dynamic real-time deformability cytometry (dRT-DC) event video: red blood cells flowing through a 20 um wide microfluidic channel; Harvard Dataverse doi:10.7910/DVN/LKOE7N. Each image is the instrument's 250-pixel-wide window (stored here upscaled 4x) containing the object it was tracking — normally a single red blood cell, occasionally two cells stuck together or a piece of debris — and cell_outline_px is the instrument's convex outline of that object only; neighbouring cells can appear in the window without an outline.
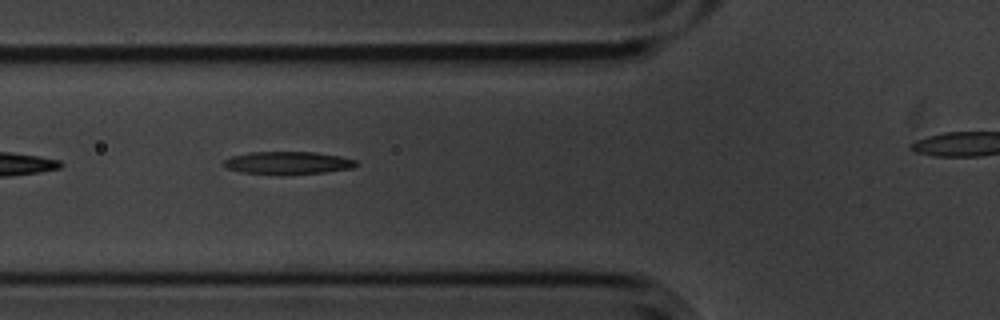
{"species": "common noctule bat (a hibernating species)", "species_latin": "Nyctalus noctula", "temperature_condition": "cold", "stored_images_in_passage": 5, "segment_of_instrument_passage": [1, 2], "camera_frame_rate_fps": 3000, "um_per_image_px": 0.085, "animal": {"sex": "male", "body_mass_g": 20.1, "forearm_length_mm": 53.5}, "frame": {"image": 1, "passage_image": 3, "time_ms": 0.667, "image_size_px": [1000, 320], "cell_outline_px": [[356, 164], [352, 168], [324, 172], [280, 176], [240, 172], [228, 168], [224, 164], [224, 160], [232, 156], [248, 152], [312, 152], [340, 156], [356, 160]], "centroid_in_image_um": [24.43, 13.86], "position_along_channel_um": 101.4, "area_um2": 17.69}}
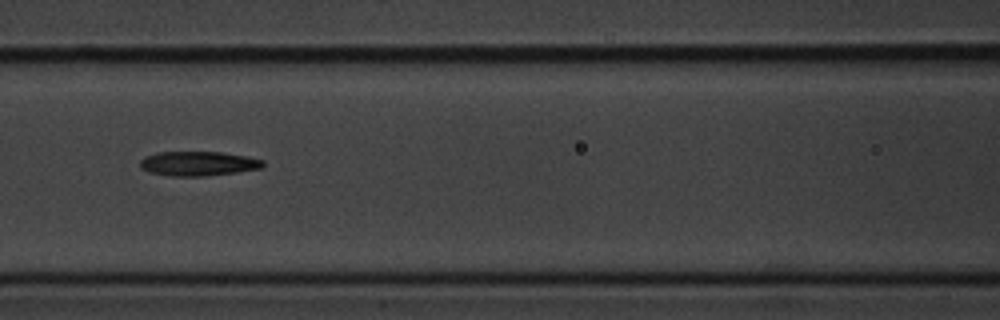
{"frame": {"image": 2, "passage_image": 4, "time_ms": 1.0, "image_size_px": [1000, 320], "cell_outline_px": [[264, 164], [260, 168], [236, 172], [208, 176], [172, 176], [148, 172], [140, 168], [140, 160], [144, 156], [160, 152], [220, 152], [248, 156], [264, 160]], "centroid_in_image_um": [16.83, 13.9], "position_along_channel_um": 149.8, "area_um2": 17.57}}